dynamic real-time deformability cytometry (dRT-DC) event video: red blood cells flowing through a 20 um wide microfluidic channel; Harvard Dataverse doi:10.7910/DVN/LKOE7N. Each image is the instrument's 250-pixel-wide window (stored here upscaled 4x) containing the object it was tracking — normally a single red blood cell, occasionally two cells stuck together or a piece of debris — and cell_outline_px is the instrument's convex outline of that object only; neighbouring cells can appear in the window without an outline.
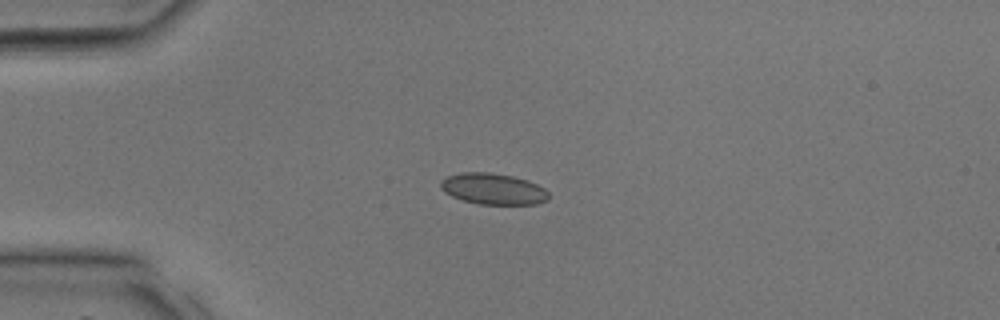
{"species": "common noctule bat (a hibernating species)", "species_latin": "Nyctalus noctula", "temperature_condition": "room temperature", "stored_images_in_passage": 22, "camera_frame_rate_fps": 3000, "um_per_image_px": 0.085, "animal": {"sex": "male", "body_mass_g": 17.9, "forearm_length_mm": 54.2}, "frame": {"image": 1, "passage_image": 1, "time_ms": 0.0, "image_size_px": [1000, 320], "cell_outline_px": [[548, 200], [536, 204], [480, 204], [464, 200], [452, 196], [444, 192], [440, 188], [440, 180], [448, 176], [460, 172], [488, 172], [512, 176], [528, 180], [544, 188], [548, 192]], "centroid_in_image_um": [41.9, 16.05], "position_along_channel_um": 43.1, "area_um2": 19.59}}
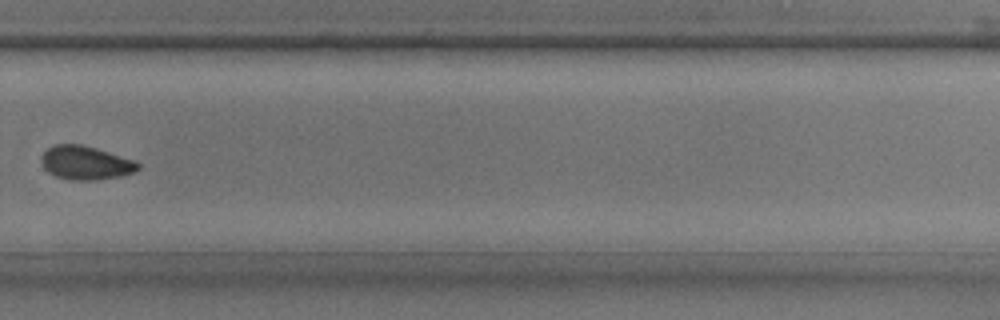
{"frame": {"image": 2, "passage_image": 18, "time_ms": 5.667, "image_size_px": [1000, 320], "cell_outline_px": [[140, 168], [132, 172], [120, 176], [96, 180], [72, 180], [56, 176], [48, 172], [44, 168], [40, 160], [40, 156], [52, 144], [80, 144], [96, 148], [136, 160], [140, 164]], "centroid_in_image_um": [7.27, 13.83], "position_along_channel_um": 322.5, "area_um2": 19.07}}
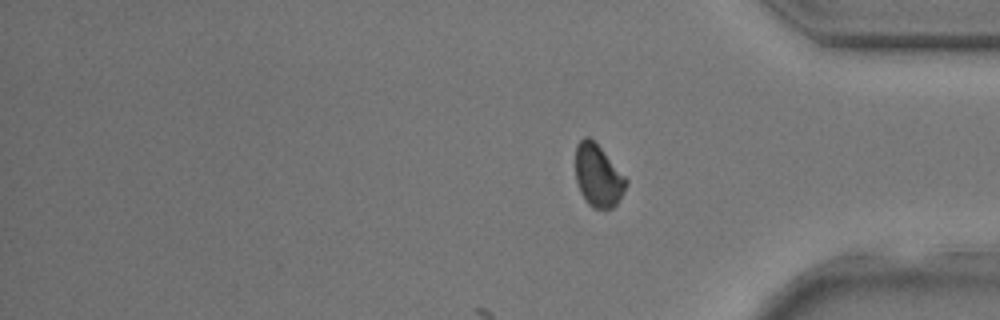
{"frame": {"image": 3, "passage_image": 22, "time_ms": 7.0, "image_size_px": [1000, 320], "cell_outline_px": [[628, 184], [624, 192], [616, 204], [612, 208], [592, 208], [588, 204], [580, 192], [576, 180], [576, 144], [584, 136], [588, 136], [600, 148], [628, 180]], "centroid_in_image_um": [50.83, 14.95], "position_along_channel_um": 384.4, "area_um2": 18.15}}